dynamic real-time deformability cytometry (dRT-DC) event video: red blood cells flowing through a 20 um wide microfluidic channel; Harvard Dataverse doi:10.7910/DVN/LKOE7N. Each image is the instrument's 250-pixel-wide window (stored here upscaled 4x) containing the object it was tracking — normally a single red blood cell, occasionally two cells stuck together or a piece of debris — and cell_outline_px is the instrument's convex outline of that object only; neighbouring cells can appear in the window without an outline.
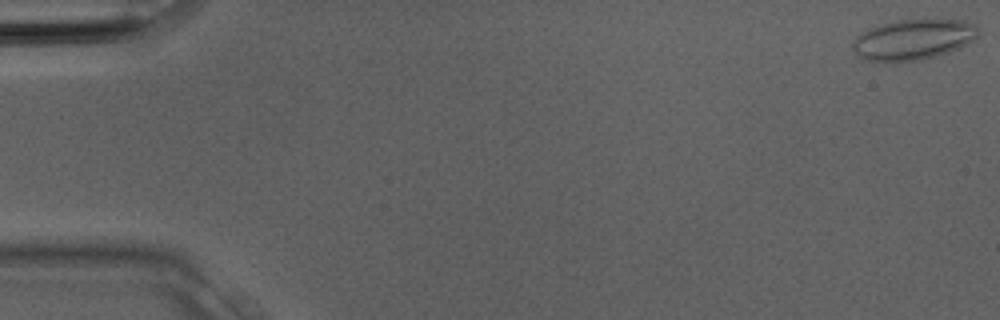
{"species": "Egyptian fruit bat (a non-hibernating species)", "species_latin": "Rousettus aegyptiacus", "temperature_condition": "room temperature", "stored_images_in_passage": 33, "camera_frame_rate_fps": 3000, "um_per_image_px": 0.085, "animal": {"sex": "male"}, "frame": {"image": 1, "passage_image": 1, "time_ms": 0.0, "image_size_px": [1000, 320], "cell_outline_px": [[980, 32], [972, 40], [960, 48], [936, 56], [920, 60], [864, 60], [856, 56], [852, 48], [852, 40], [860, 32], [880, 24], [896, 20], [964, 20], [980, 28]], "centroid_in_image_um": [77.59, 3.35], "position_along_channel_um": 7.4, "area_um2": 29.48}}
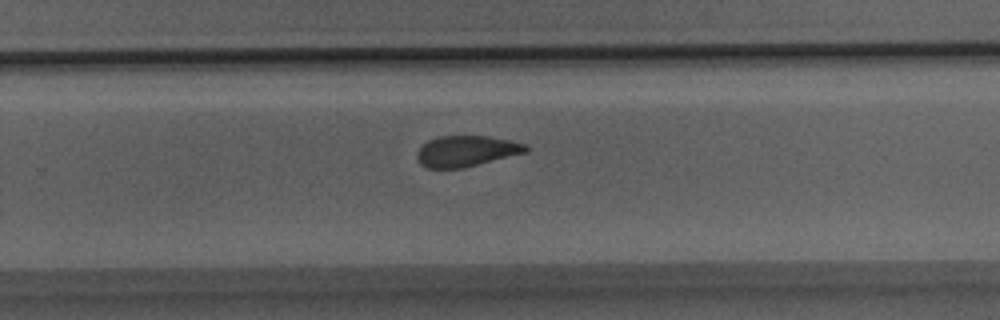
{"frame": {"image": 2, "passage_image": 22, "time_ms": 7.0, "image_size_px": [1000, 320], "cell_outline_px": [[528, 152], [464, 168], [428, 168], [420, 164], [416, 156], [416, 152], [428, 140], [436, 136], [488, 136], [528, 144]], "centroid_in_image_um": [39.65, 12.84], "position_along_channel_um": 290.2, "area_um2": 19.71}}
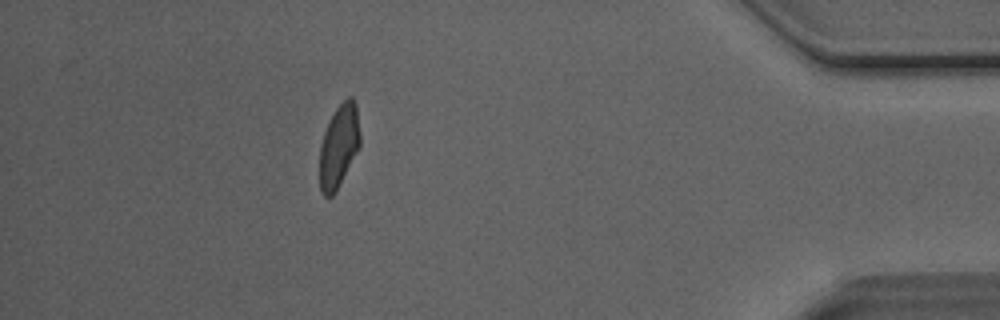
{"frame": {"image": 3, "passage_image": 30, "time_ms": 9.667, "image_size_px": [1000, 320], "cell_outline_px": [[360, 148], [336, 192], [332, 196], [324, 196], [320, 192], [320, 144], [324, 132], [336, 108], [348, 96], [352, 96], [356, 104], [360, 132]], "centroid_in_image_um": [28.82, 12.44], "position_along_channel_um": 406.4, "area_um2": 19.71}}